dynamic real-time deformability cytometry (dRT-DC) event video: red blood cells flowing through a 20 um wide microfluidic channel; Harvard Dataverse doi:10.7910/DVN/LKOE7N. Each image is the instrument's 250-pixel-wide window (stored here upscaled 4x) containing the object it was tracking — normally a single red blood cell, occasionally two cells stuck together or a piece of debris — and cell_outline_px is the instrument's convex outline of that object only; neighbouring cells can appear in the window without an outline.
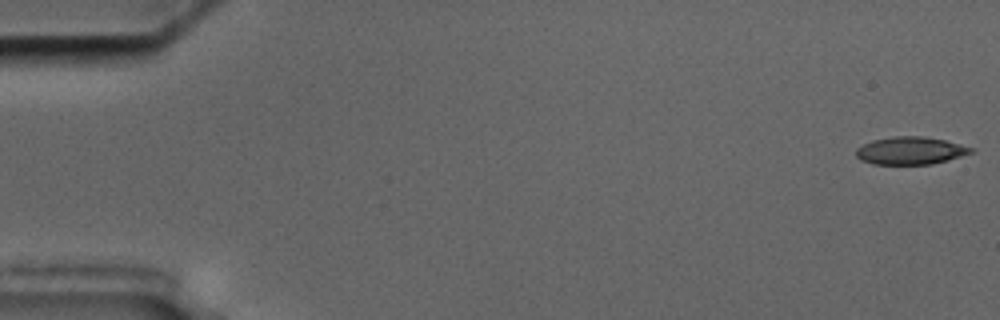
{"species": "common noctule bat (a hibernating species)", "species_latin": "Nyctalus noctula", "temperature_condition": "cold", "stored_images_in_passage": 56, "camera_frame_rate_fps": 3000, "um_per_image_px": 0.085, "animal": {"sex": "male", "body_mass_g": 17.5, "forearm_length_mm": 52.3}, "frame": {"image": 1, "passage_image": 1, "time_ms": 0.0, "image_size_px": [1000, 320], "cell_outline_px": [[972, 152], [948, 160], [932, 164], [872, 164], [860, 160], [856, 156], [856, 148], [872, 140], [892, 136], [924, 136], [944, 140], [960, 144], [972, 148]], "centroid_in_image_um": [77.34, 12.8], "position_along_channel_um": 7.7, "area_um2": 18.44}}
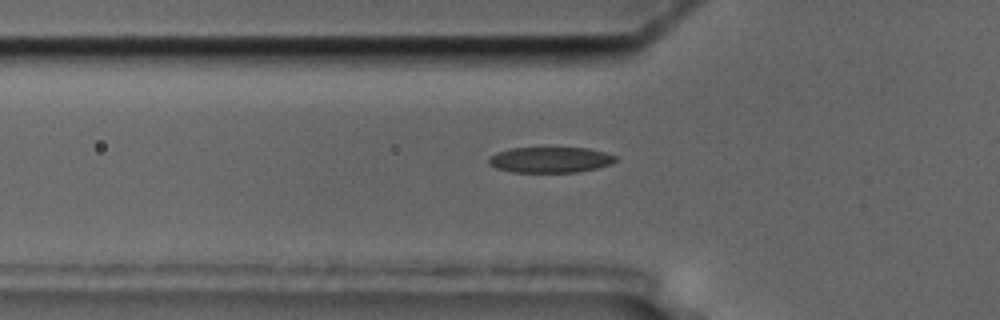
{"frame": {"image": 2, "passage_image": 19, "time_ms": 6.0, "image_size_px": [1000, 320], "cell_outline_px": [[616, 160], [612, 164], [596, 168], [576, 172], [512, 172], [496, 168], [488, 164], [488, 160], [496, 152], [508, 148], [588, 148], [604, 152], [616, 156]], "centroid_in_image_um": [46.75, 13.58], "position_along_channel_um": 79.0, "area_um2": 18.96}}
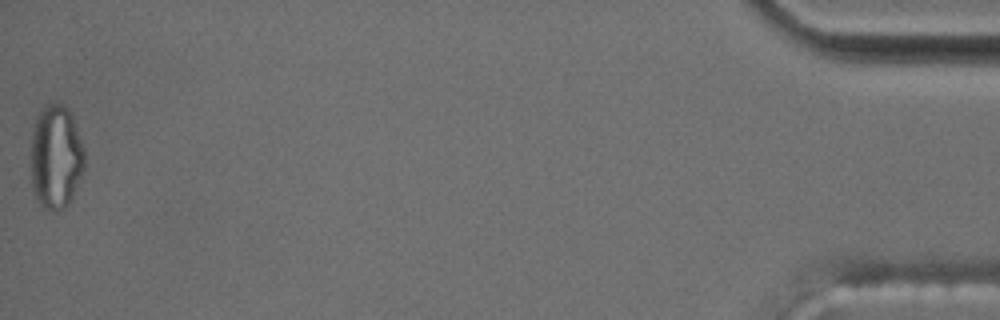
{"frame": {"image": 3, "passage_image": 56, "time_ms": 18.333, "image_size_px": [1000, 320], "cell_outline_px": [[84, 168], [72, 200], [64, 208], [56, 212], [44, 208], [36, 200], [32, 188], [32, 128], [36, 116], [48, 104], [60, 104], [68, 108], [72, 112], [84, 148]], "centroid_in_image_um": [4.77, 13.36], "position_along_channel_um": 430.4, "area_um2": 32.83}, "authors_computed_cell_mechanics": {"area_um2": 19.5942, "velocity_mm_per_s": 3.6118, "shape_relaxation_time_tau1_ms": 10.7863, "shape_relaxation_time_tau2_ms": 5.1819, "deformation_change_tau1": 0.2318, "deformation_change_tau2": 0.1399}}